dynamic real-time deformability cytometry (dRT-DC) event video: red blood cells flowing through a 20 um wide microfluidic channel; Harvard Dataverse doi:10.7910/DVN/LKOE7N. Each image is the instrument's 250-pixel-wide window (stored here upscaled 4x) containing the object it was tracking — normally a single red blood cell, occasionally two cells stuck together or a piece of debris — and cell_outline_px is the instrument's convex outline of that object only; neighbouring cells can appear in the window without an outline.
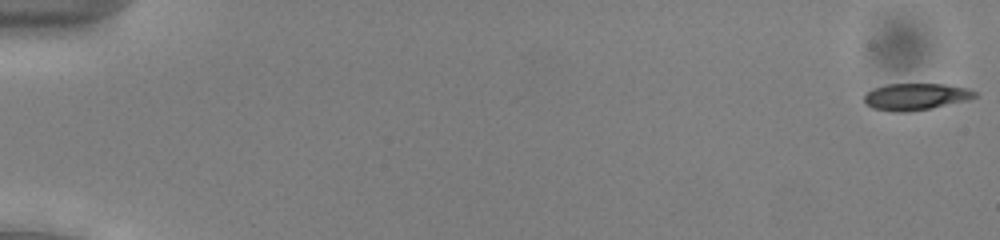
{"species": "common noctule bat (a hibernating species)", "species_latin": "Nyctalus noctula", "temperature_condition": "cold", "stored_images_in_passage": 53, "camera_frame_rate_fps": 3000, "um_per_image_px": 0.085, "animal": {"sex": "male", "body_mass_g": 13.0, "forearm_length_mm": 53.1}, "frame": {"image": 1, "passage_image": 1, "time_ms": 0.0, "image_size_px": [1000, 240], "cell_outline_px": [[976, 96], [968, 100], [932, 108], [912, 112], [888, 112], [872, 108], [864, 104], [864, 96], [872, 88], [888, 84], [944, 84], [968, 88], [976, 92]], "centroid_in_image_um": [77.8, 8.23], "position_along_channel_um": 7.2, "area_um2": 17.51}}
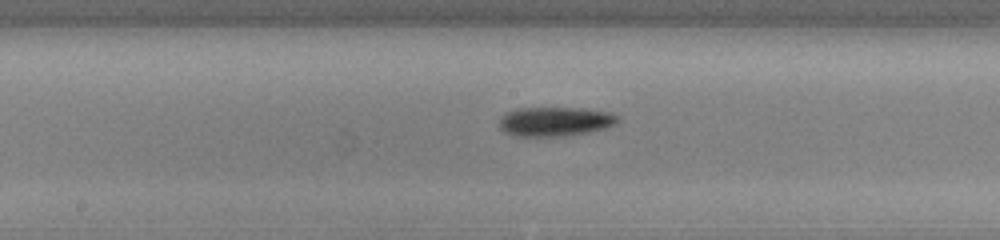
{"frame": {"image": 2, "passage_image": 29, "time_ms": 9.333, "image_size_px": [1000, 240], "cell_outline_px": [[620, 120], [616, 124], [608, 128], [588, 132], [564, 136], [512, 136], [504, 132], [500, 128], [500, 120], [508, 112], [516, 108], [588, 108], [608, 112], [616, 116]], "centroid_in_image_um": [47.21, 10.33], "position_along_channel_um": 201.0, "area_um2": 20.29}}
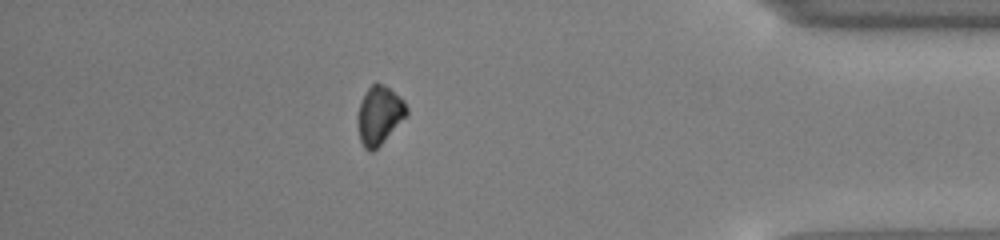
{"frame": {"image": 3, "passage_image": 47, "time_ms": 15.333, "image_size_px": [1000, 240], "cell_outline_px": [[408, 116], [372, 152], [364, 148], [360, 140], [356, 124], [356, 116], [360, 100], [368, 88], [376, 80], [400, 96], [404, 100], [408, 108]], "centroid_in_image_um": [32.23, 9.78], "position_along_channel_um": 403.0, "area_um2": 16.99}, "authors_computed_cell_mechanics": {"area_um2": 18.3804, "velocity_mm_per_s": 3.949, "shape_relaxation_time_tau1_ms": 2.5619, "shape_relaxation_time_tau2_ms": null, "deformation_change_tau1": 0.0699, "deformation_change_tau2": null}}